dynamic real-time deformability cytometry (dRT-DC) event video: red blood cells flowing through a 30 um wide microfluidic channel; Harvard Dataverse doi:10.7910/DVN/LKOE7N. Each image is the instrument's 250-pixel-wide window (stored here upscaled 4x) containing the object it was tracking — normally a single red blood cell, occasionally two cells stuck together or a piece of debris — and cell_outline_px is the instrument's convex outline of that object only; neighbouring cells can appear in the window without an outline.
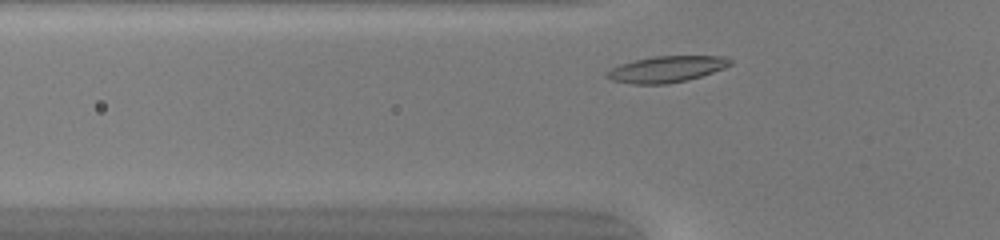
{"species": "common noctule bat (a hibernating species)", "species_latin": "Nyctalus noctula", "temperature_condition": "warm", "stored_images_in_passage": 29, "camera_frame_rate_fps": 3000, "um_per_image_px": 0.085, "animal": {"sex": "female", "body_mass_g": 20.0, "forearm_length_mm": 54.0}, "frame": {"image": 1, "passage_image": 3, "time_ms": 0.667, "image_size_px": [1000, 240], "cell_outline_px": [[732, 64], [724, 68], [688, 80], [668, 84], [632, 84], [612, 80], [604, 76], [604, 72], [620, 64], [652, 56], [724, 56], [732, 60]], "centroid_in_image_um": [56.63, 5.88], "position_along_channel_um": 69.2, "area_um2": 18.9}}
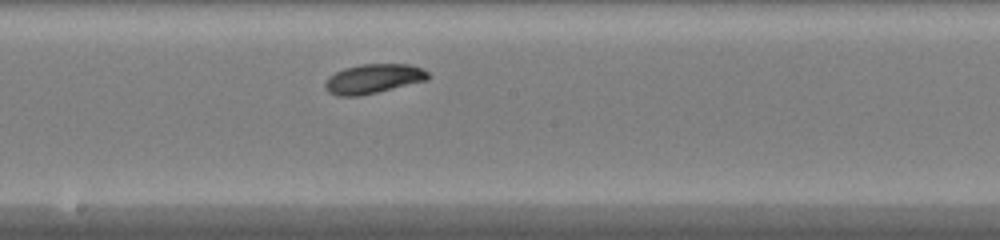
{"frame": {"image": 2, "passage_image": 14, "time_ms": 4.333, "image_size_px": [1000, 240], "cell_outline_px": [[428, 80], [360, 96], [336, 96], [328, 92], [324, 88], [324, 84], [328, 76], [344, 68], [360, 64], [408, 64], [420, 68], [428, 72]], "centroid_in_image_um": [31.68, 6.7], "position_along_channel_um": 216.5, "area_um2": 17.69}}
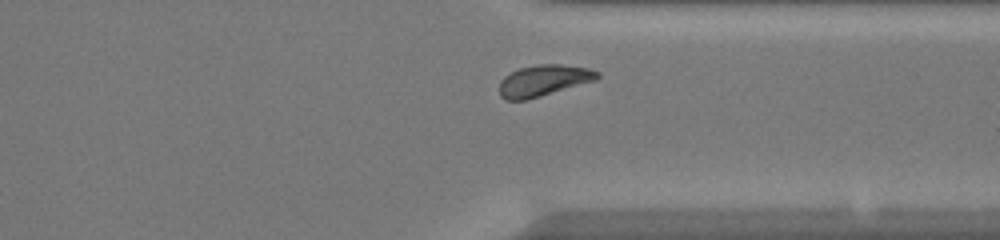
{"frame": {"image": 3, "passage_image": 25, "time_ms": 8.0, "image_size_px": [1000, 240], "cell_outline_px": [[600, 76], [596, 80], [540, 96], [524, 100], [504, 100], [500, 96], [500, 80], [504, 76], [520, 68], [536, 64], [560, 64], [588, 68], [600, 72]], "centroid_in_image_um": [46.2, 6.84], "position_along_channel_um": 365.2, "area_um2": 17.74}, "authors_computed_cell_mechanics": {"area_um2": 17.5712, "velocity_mm_per_s": 4.0496, "shape_relaxation_time_tau1_ms": 1.9333, "shape_relaxation_time_tau2_ms": null, "deformation_change_tau1": 0.0966, "deformation_change_tau2": null}}